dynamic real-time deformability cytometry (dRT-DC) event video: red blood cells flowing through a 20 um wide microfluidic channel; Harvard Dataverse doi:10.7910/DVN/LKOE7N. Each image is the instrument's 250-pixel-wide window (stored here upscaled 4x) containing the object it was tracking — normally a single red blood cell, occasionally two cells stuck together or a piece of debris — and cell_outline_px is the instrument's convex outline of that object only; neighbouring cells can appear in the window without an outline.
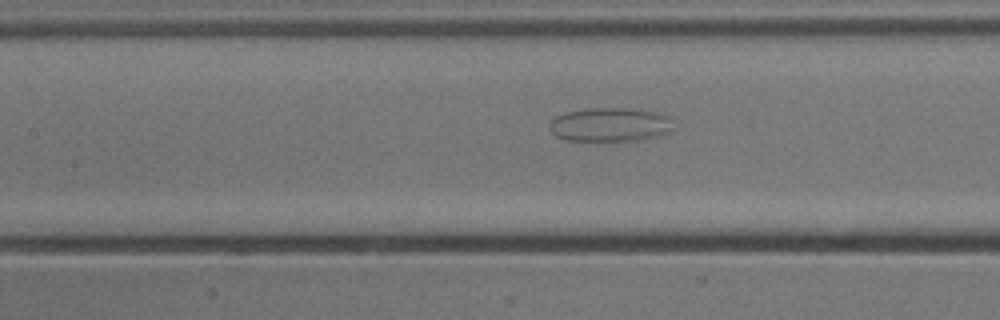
{"species": "common noctule bat (a hibernating species)", "species_latin": "Nyctalus noctula", "temperature_condition": "cold", "stored_images_in_passage": 52, "camera_frame_rate_fps": 3000, "um_per_image_px": 0.085, "animal": {"sex": "male", "body_mass_g": 13.3}, "frame": {"image": 1, "passage_image": 22, "time_ms": 7.0, "image_size_px": [1000, 320], "cell_outline_px": [[672, 132], [644, 140], [568, 140], [556, 136], [548, 128], [548, 124], [556, 116], [564, 112], [588, 108], [624, 108], [656, 112], [664, 116], [668, 120], [672, 128]], "centroid_in_image_um": [51.8, 10.59], "position_along_channel_um": 155.6, "area_um2": 24.28}}
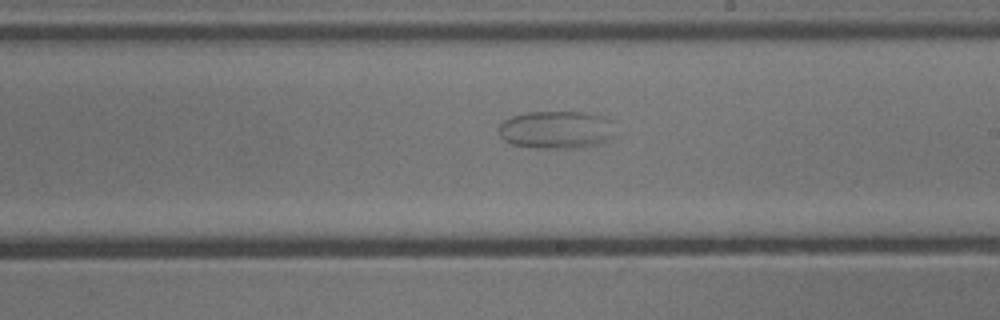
{"frame": {"image": 2, "passage_image": 29, "time_ms": 9.333, "image_size_px": [1000, 320], "cell_outline_px": [[616, 136], [600, 144], [572, 148], [536, 148], [512, 144], [504, 140], [500, 136], [500, 124], [504, 120], [512, 116], [528, 112], [588, 112], [600, 116], [608, 120]], "centroid_in_image_um": [47.28, 11.03], "position_along_channel_um": 241.7, "area_um2": 25.55}}
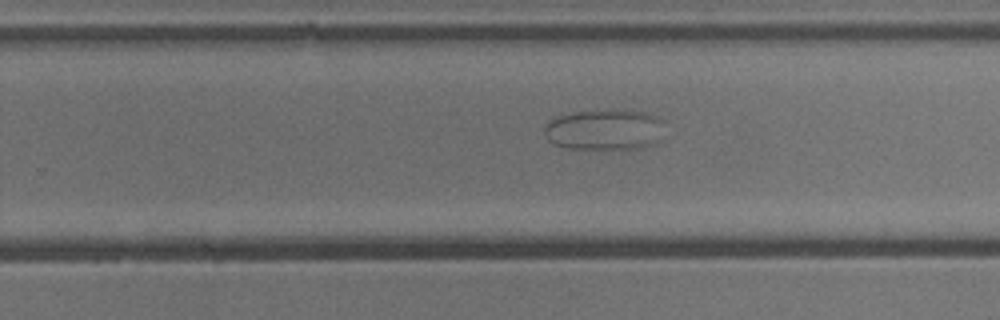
{"frame": {"image": 3, "passage_image": 32, "time_ms": 10.333, "image_size_px": [1000, 320], "cell_outline_px": [[664, 120], [652, 144], [640, 148], [564, 148], [548, 140], [544, 132], [544, 124], [556, 116], [576, 112], [640, 112], [656, 116]], "centroid_in_image_um": [51.27, 11.04], "position_along_channel_um": 278.5, "area_um2": 27.28}}